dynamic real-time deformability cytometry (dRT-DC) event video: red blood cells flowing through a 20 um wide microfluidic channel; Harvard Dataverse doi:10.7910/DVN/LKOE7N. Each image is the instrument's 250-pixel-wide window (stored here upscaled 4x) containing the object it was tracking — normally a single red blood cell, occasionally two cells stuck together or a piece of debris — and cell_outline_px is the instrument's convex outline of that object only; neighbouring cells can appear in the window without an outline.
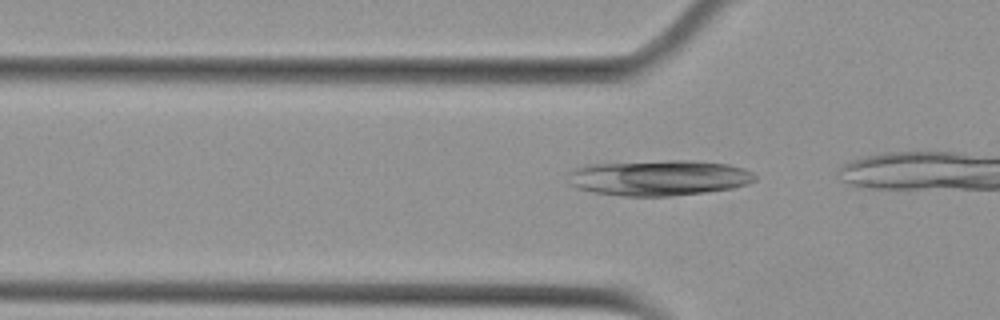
{"species": "Egyptian fruit bat (a non-hibernating species)", "species_latin": "Rousettus aegyptiacus", "temperature_condition": "cold", "stored_images_in_passage": 17, "camera_frame_rate_fps": 3000, "um_per_image_px": 0.085, "animal": {"sex": "female"}, "frame": {"image": 1, "passage_image": 12, "time_ms": 3.667, "image_size_px": [1000, 320], "cell_outline_px": [[756, 180], [748, 184], [732, 188], [704, 192], [672, 196], [620, 196], [592, 192], [576, 188], [572, 184], [568, 172], [584, 164], [668, 160], [692, 160], [728, 164], [744, 168], [752, 172], [756, 176]], "centroid_in_image_um": [56.01, 15.11], "position_along_channel_um": 69.8, "area_um2": 39.02}}